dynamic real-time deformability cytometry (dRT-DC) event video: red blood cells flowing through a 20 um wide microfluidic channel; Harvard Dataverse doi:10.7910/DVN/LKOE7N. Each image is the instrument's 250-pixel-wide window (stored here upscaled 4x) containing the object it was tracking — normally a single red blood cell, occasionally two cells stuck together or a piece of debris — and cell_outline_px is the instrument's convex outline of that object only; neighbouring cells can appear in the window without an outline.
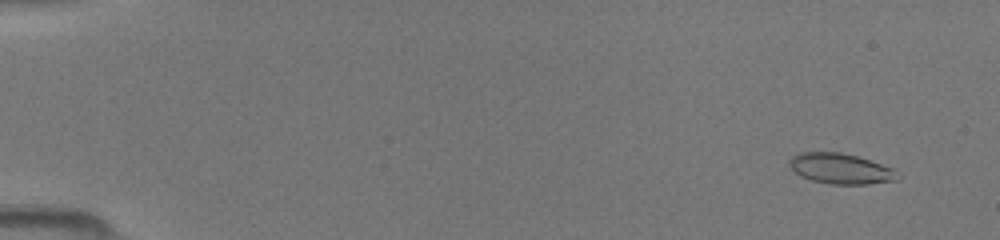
{"species": "common noctule bat (a hibernating species)", "species_latin": "Nyctalus noctula", "temperature_condition": "room temperature", "stored_images_in_passage": 49, "camera_frame_rate_fps": 3000, "um_per_image_px": 0.085, "animal": {"sex": "female", "body_mass_g": 19.5, "forearm_length_mm": 54.1}, "frame": {"image": 1, "passage_image": 4, "time_ms": 1.0, "image_size_px": [1000, 240], "cell_outline_px": [[900, 180], [868, 184], [832, 184], [812, 180], [800, 176], [788, 164], [788, 160], [792, 156], [800, 152], [840, 152], [856, 156], [896, 168], [900, 176]], "centroid_in_image_um": [71.51, 14.34], "position_along_channel_um": 13.5, "area_um2": 19.42}}
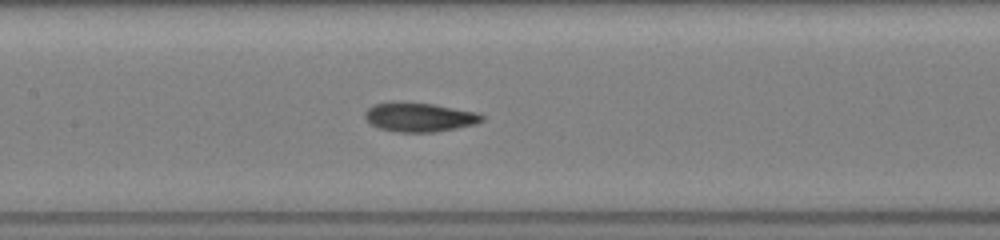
{"frame": {"image": 2, "passage_image": 25, "time_ms": 8.0, "image_size_px": [1000, 240], "cell_outline_px": [[484, 120], [476, 124], [436, 132], [396, 132], [376, 128], [364, 116], [364, 112], [372, 104], [432, 104], [480, 112], [484, 116]], "centroid_in_image_um": [35.71, 9.99], "position_along_channel_um": 171.7, "area_um2": 19.48}}
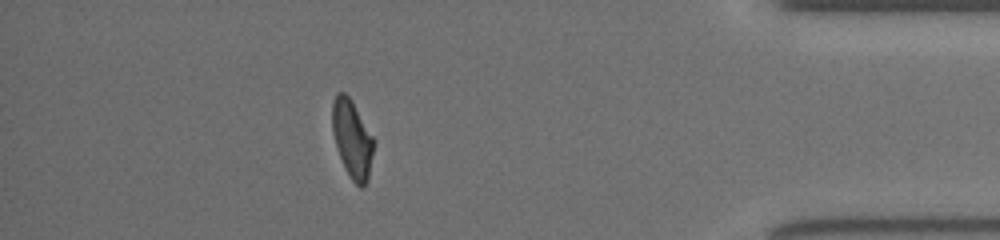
{"frame": {"image": 3, "passage_image": 44, "time_ms": 14.333, "image_size_px": [1000, 240], "cell_outline_px": [[376, 140], [368, 180], [364, 188], [360, 188], [352, 180], [340, 156], [332, 132], [332, 100], [336, 92], [344, 92], [352, 100]], "centroid_in_image_um": [29.96, 11.78], "position_along_channel_um": 405.2, "area_um2": 19.07}}